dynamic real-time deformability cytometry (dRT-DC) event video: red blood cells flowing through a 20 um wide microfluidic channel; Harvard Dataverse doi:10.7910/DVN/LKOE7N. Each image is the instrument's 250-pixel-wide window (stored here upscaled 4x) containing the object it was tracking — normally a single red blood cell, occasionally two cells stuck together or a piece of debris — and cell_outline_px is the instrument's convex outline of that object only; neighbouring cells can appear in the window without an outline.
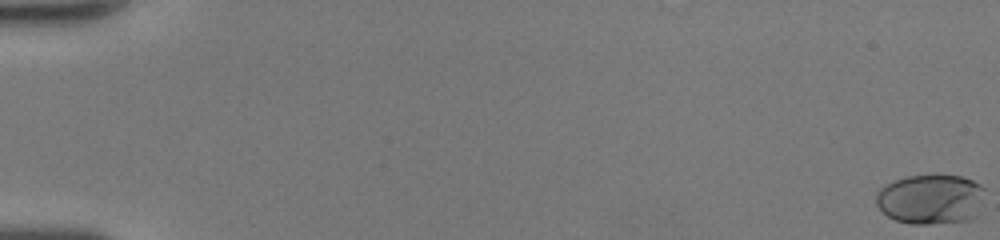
{"species": "human", "species_latin": "Homo sapiens", "temperature_condition": "room temperature", "stored_images_in_passage": 17, "camera_frame_rate_fps": 3000, "um_per_image_px": 0.085, "donor": {"sex": "female"}, "frame": {"image": 1, "passage_image": 1, "time_ms": 0.0, "image_size_px": [1000, 240], "cell_outline_px": [[984, 188], [976, 216], [972, 220], [928, 224], [912, 224], [896, 220], [888, 216], [876, 204], [876, 192], [880, 188], [904, 176], [960, 176], [972, 180], [980, 184]], "centroid_in_image_um": [79.09, 16.94], "position_along_channel_um": 5.9, "area_um2": 31.33}}
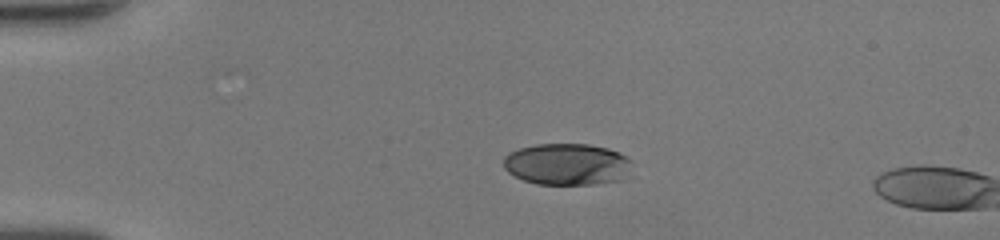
{"frame": {"image": 2, "passage_image": 14, "time_ms": 4.333, "image_size_px": [1000, 240], "cell_outline_px": [[632, 160], [624, 180], [596, 184], [536, 184], [524, 180], [508, 172], [504, 168], [504, 156], [508, 152], [520, 148], [536, 144], [588, 144], [608, 148]], "centroid_in_image_um": [48.19, 13.96], "position_along_channel_um": 36.8, "area_um2": 31.21}}